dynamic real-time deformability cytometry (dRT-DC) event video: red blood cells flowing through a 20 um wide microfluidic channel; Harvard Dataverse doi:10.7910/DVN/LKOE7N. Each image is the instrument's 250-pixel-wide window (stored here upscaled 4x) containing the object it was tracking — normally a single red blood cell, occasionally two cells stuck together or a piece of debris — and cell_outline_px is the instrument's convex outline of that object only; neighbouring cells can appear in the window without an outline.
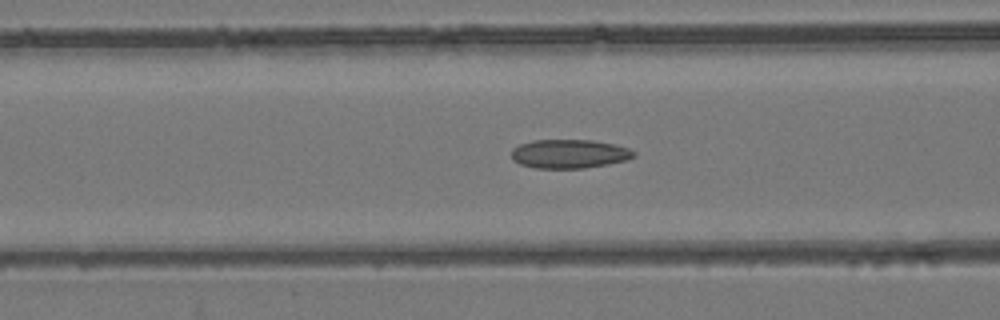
{"species": "common noctule bat (a hibernating species)", "species_latin": "Nyctalus noctula", "temperature_condition": "room temperature", "stored_images_in_passage": 54, "camera_frame_rate_fps": 3000, "um_per_image_px": 0.085, "animal": {"sex": "female", "body_mass_g": 24.6, "forearm_length_mm": 56.2}, "frame": {"image": 1, "passage_image": 22, "time_ms": 7.0, "image_size_px": [1000, 320], "cell_outline_px": [[636, 156], [628, 160], [608, 164], [584, 168], [536, 168], [520, 164], [512, 160], [512, 148], [520, 144], [532, 140], [592, 140], [616, 144], [628, 148], [636, 152]], "centroid_in_image_um": [48.41, 13.07], "position_along_channel_um": 118.2, "area_um2": 20.75}}
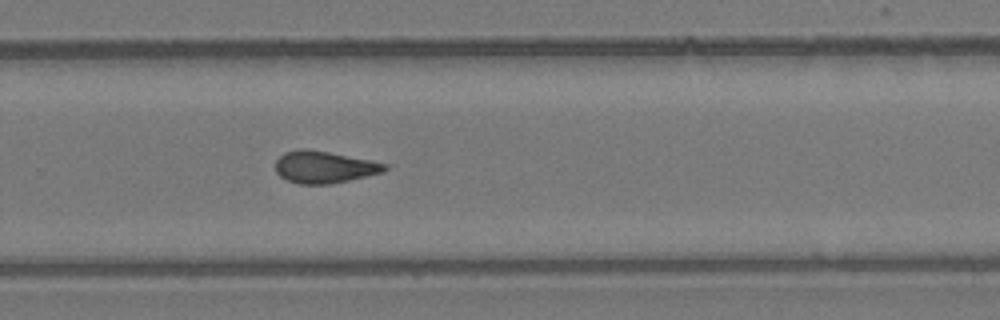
{"frame": {"image": 2, "passage_image": 36, "time_ms": 11.667, "image_size_px": [1000, 320], "cell_outline_px": [[396, 164], [384, 172], [332, 184], [300, 184], [288, 180], [280, 176], [276, 172], [276, 160], [284, 152], [300, 148], [308, 148]], "centroid_in_image_um": [27.66, 14.18], "position_along_channel_um": 302.1, "area_um2": 20.98}}
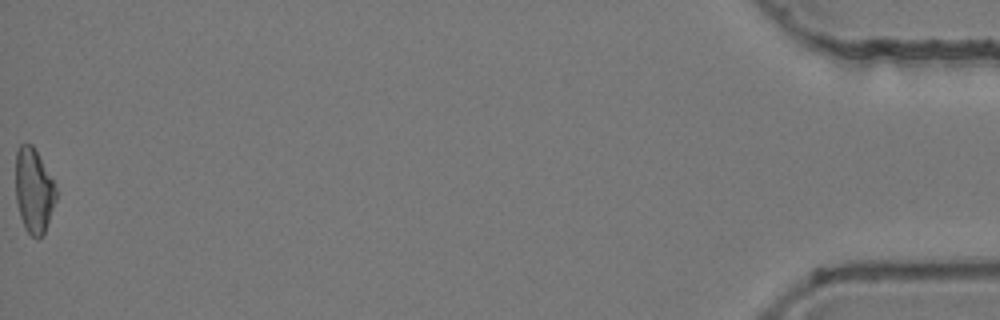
{"frame": {"image": 3, "passage_image": 54, "time_ms": 17.667, "image_size_px": [1000, 320], "cell_outline_px": [[56, 200], [44, 236], [32, 236], [24, 228], [20, 216], [16, 200], [16, 152], [20, 144], [32, 144], [52, 180], [56, 188]], "centroid_in_image_um": [2.86, 16.23], "position_along_channel_um": 432.3, "area_um2": 19.71}, "authors_computed_cell_mechanics": {"area_um2": 20.5479, "velocity_mm_per_s": 3.9535, "shape_relaxation_time_tau1_ms": null, "shape_relaxation_time_tau2_ms": 3.9042, "deformation_change_tau1": null, "deformation_change_tau2": 0.1182}}